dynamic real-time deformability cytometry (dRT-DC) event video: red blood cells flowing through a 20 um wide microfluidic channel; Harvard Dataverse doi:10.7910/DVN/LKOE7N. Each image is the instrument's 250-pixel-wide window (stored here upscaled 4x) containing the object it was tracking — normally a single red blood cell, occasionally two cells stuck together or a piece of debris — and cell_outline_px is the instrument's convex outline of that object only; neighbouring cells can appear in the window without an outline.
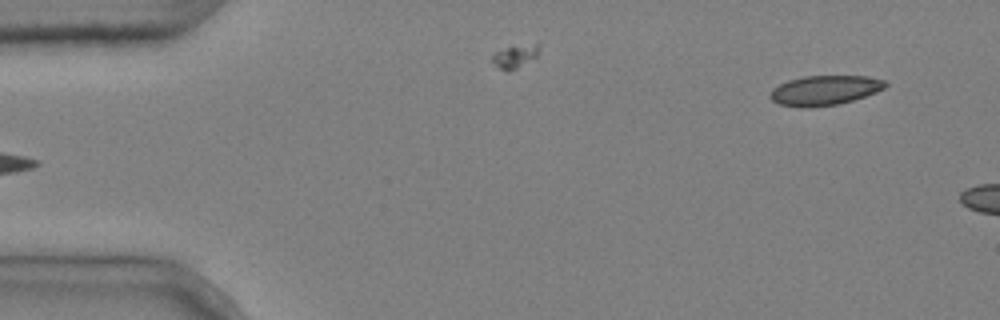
{"species": "common noctule bat (a hibernating species)", "species_latin": "Nyctalus noctula", "temperature_condition": "cold", "stored_images_in_passage": 5, "camera_frame_rate_fps": 3000, "um_per_image_px": 0.085, "animal": {"sex": "male", "body_mass_g": 20.4}, "frame": {"image": 1, "passage_image": 5, "time_ms": 1.333, "image_size_px": [1000, 320], "cell_outline_px": [[888, 84], [884, 88], [876, 92], [840, 104], [800, 108], [780, 104], [772, 100], [768, 96], [772, 88], [788, 80], [804, 76], [868, 76], [884, 80]], "centroid_in_image_um": [70.07, 7.67], "position_along_channel_um": 14.9, "area_um2": 19.94}}